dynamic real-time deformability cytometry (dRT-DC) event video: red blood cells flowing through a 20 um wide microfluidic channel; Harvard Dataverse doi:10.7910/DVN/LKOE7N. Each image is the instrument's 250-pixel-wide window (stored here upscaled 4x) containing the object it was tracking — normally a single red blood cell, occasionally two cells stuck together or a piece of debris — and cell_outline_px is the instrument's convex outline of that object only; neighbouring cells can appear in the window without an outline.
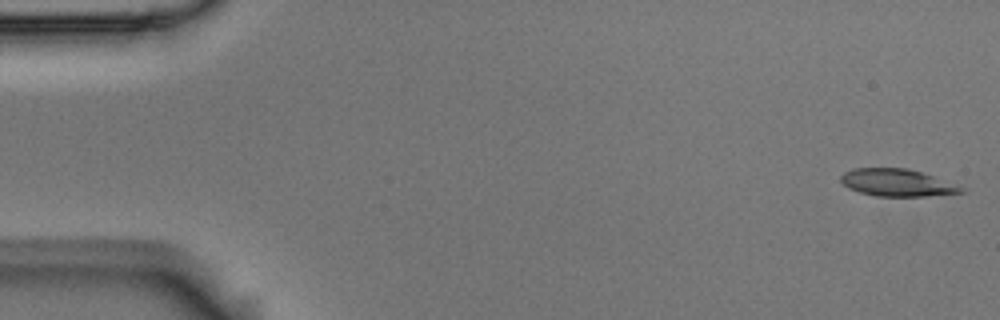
{"species": "Egyptian fruit bat (a non-hibernating species)", "species_latin": "Rousettus aegyptiacus", "temperature_condition": "room temperature", "stored_images_in_passage": 9, "camera_frame_rate_fps": 3000, "um_per_image_px": 0.085, "animal": {"sex": "male"}, "frame": {"image": 1, "passage_image": 1, "time_ms": 0.0, "image_size_px": [1000, 320], "cell_outline_px": [[968, 188], [964, 192], [928, 196], [876, 196], [860, 192], [848, 188], [840, 180], [840, 176], [844, 172], [852, 168], [908, 168]], "centroid_in_image_um": [76.25, 15.53], "position_along_channel_um": 8.7, "area_um2": 19.13}}